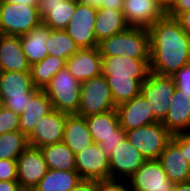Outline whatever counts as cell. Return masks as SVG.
<instances>
[{"instance_id": "obj_1", "label": "cell", "mask_w": 190, "mask_h": 191, "mask_svg": "<svg viewBox=\"0 0 190 191\" xmlns=\"http://www.w3.org/2000/svg\"><path fill=\"white\" fill-rule=\"evenodd\" d=\"M150 34V71L173 76L190 64V36L179 22L165 16L148 28Z\"/></svg>"}, {"instance_id": "obj_2", "label": "cell", "mask_w": 190, "mask_h": 191, "mask_svg": "<svg viewBox=\"0 0 190 191\" xmlns=\"http://www.w3.org/2000/svg\"><path fill=\"white\" fill-rule=\"evenodd\" d=\"M150 72V60L132 57H102V75L107 79L116 106L140 94Z\"/></svg>"}, {"instance_id": "obj_3", "label": "cell", "mask_w": 190, "mask_h": 191, "mask_svg": "<svg viewBox=\"0 0 190 191\" xmlns=\"http://www.w3.org/2000/svg\"><path fill=\"white\" fill-rule=\"evenodd\" d=\"M101 57H132L137 60H150V34L148 28L128 27L99 42Z\"/></svg>"}, {"instance_id": "obj_4", "label": "cell", "mask_w": 190, "mask_h": 191, "mask_svg": "<svg viewBox=\"0 0 190 191\" xmlns=\"http://www.w3.org/2000/svg\"><path fill=\"white\" fill-rule=\"evenodd\" d=\"M38 90L31 72L0 71V104L21 115Z\"/></svg>"}, {"instance_id": "obj_5", "label": "cell", "mask_w": 190, "mask_h": 191, "mask_svg": "<svg viewBox=\"0 0 190 191\" xmlns=\"http://www.w3.org/2000/svg\"><path fill=\"white\" fill-rule=\"evenodd\" d=\"M52 102L53 109L68 115L77 114L81 82L66 67L62 68L43 89Z\"/></svg>"}, {"instance_id": "obj_6", "label": "cell", "mask_w": 190, "mask_h": 191, "mask_svg": "<svg viewBox=\"0 0 190 191\" xmlns=\"http://www.w3.org/2000/svg\"><path fill=\"white\" fill-rule=\"evenodd\" d=\"M107 79L101 74L81 82L77 114L80 117L104 113L116 109Z\"/></svg>"}, {"instance_id": "obj_7", "label": "cell", "mask_w": 190, "mask_h": 191, "mask_svg": "<svg viewBox=\"0 0 190 191\" xmlns=\"http://www.w3.org/2000/svg\"><path fill=\"white\" fill-rule=\"evenodd\" d=\"M175 89L173 76L159 75L151 71L141 83L140 94L148 101L153 116L158 122L165 120Z\"/></svg>"}, {"instance_id": "obj_8", "label": "cell", "mask_w": 190, "mask_h": 191, "mask_svg": "<svg viewBox=\"0 0 190 191\" xmlns=\"http://www.w3.org/2000/svg\"><path fill=\"white\" fill-rule=\"evenodd\" d=\"M41 23L36 7L7 1L0 3V34L21 36Z\"/></svg>"}, {"instance_id": "obj_9", "label": "cell", "mask_w": 190, "mask_h": 191, "mask_svg": "<svg viewBox=\"0 0 190 191\" xmlns=\"http://www.w3.org/2000/svg\"><path fill=\"white\" fill-rule=\"evenodd\" d=\"M93 141L109 156L125 138V130L120 126L117 110L85 117Z\"/></svg>"}, {"instance_id": "obj_10", "label": "cell", "mask_w": 190, "mask_h": 191, "mask_svg": "<svg viewBox=\"0 0 190 191\" xmlns=\"http://www.w3.org/2000/svg\"><path fill=\"white\" fill-rule=\"evenodd\" d=\"M127 140L134 145L146 160L158 159L172 134L162 122L151 123L125 131Z\"/></svg>"}, {"instance_id": "obj_11", "label": "cell", "mask_w": 190, "mask_h": 191, "mask_svg": "<svg viewBox=\"0 0 190 191\" xmlns=\"http://www.w3.org/2000/svg\"><path fill=\"white\" fill-rule=\"evenodd\" d=\"M97 9L76 0L74 16L64 29L79 49L98 47L94 27Z\"/></svg>"}, {"instance_id": "obj_12", "label": "cell", "mask_w": 190, "mask_h": 191, "mask_svg": "<svg viewBox=\"0 0 190 191\" xmlns=\"http://www.w3.org/2000/svg\"><path fill=\"white\" fill-rule=\"evenodd\" d=\"M127 180L131 191H172L175 185L158 159L146 160Z\"/></svg>"}, {"instance_id": "obj_13", "label": "cell", "mask_w": 190, "mask_h": 191, "mask_svg": "<svg viewBox=\"0 0 190 191\" xmlns=\"http://www.w3.org/2000/svg\"><path fill=\"white\" fill-rule=\"evenodd\" d=\"M109 157L110 179H128L146 162L145 157L127 138L113 149Z\"/></svg>"}, {"instance_id": "obj_14", "label": "cell", "mask_w": 190, "mask_h": 191, "mask_svg": "<svg viewBox=\"0 0 190 191\" xmlns=\"http://www.w3.org/2000/svg\"><path fill=\"white\" fill-rule=\"evenodd\" d=\"M17 181L24 191H33L48 167L40 148L28 146L16 160Z\"/></svg>"}, {"instance_id": "obj_15", "label": "cell", "mask_w": 190, "mask_h": 191, "mask_svg": "<svg viewBox=\"0 0 190 191\" xmlns=\"http://www.w3.org/2000/svg\"><path fill=\"white\" fill-rule=\"evenodd\" d=\"M67 115L54 109L41 118L27 136L29 146L41 148L46 145L62 142Z\"/></svg>"}, {"instance_id": "obj_16", "label": "cell", "mask_w": 190, "mask_h": 191, "mask_svg": "<svg viewBox=\"0 0 190 191\" xmlns=\"http://www.w3.org/2000/svg\"><path fill=\"white\" fill-rule=\"evenodd\" d=\"M76 171L82 179H110L109 157L93 143L75 155Z\"/></svg>"}, {"instance_id": "obj_17", "label": "cell", "mask_w": 190, "mask_h": 191, "mask_svg": "<svg viewBox=\"0 0 190 191\" xmlns=\"http://www.w3.org/2000/svg\"><path fill=\"white\" fill-rule=\"evenodd\" d=\"M122 10L130 27L149 28L167 15L160 0H124Z\"/></svg>"}, {"instance_id": "obj_18", "label": "cell", "mask_w": 190, "mask_h": 191, "mask_svg": "<svg viewBox=\"0 0 190 191\" xmlns=\"http://www.w3.org/2000/svg\"><path fill=\"white\" fill-rule=\"evenodd\" d=\"M116 110L120 126L125 131L158 122L153 116L148 101L141 94L118 105Z\"/></svg>"}, {"instance_id": "obj_19", "label": "cell", "mask_w": 190, "mask_h": 191, "mask_svg": "<svg viewBox=\"0 0 190 191\" xmlns=\"http://www.w3.org/2000/svg\"><path fill=\"white\" fill-rule=\"evenodd\" d=\"M67 70L80 82L102 74V57L98 47L79 49L66 61Z\"/></svg>"}, {"instance_id": "obj_20", "label": "cell", "mask_w": 190, "mask_h": 191, "mask_svg": "<svg viewBox=\"0 0 190 191\" xmlns=\"http://www.w3.org/2000/svg\"><path fill=\"white\" fill-rule=\"evenodd\" d=\"M37 9L44 25L64 30L74 16L76 0H38Z\"/></svg>"}, {"instance_id": "obj_21", "label": "cell", "mask_w": 190, "mask_h": 191, "mask_svg": "<svg viewBox=\"0 0 190 191\" xmlns=\"http://www.w3.org/2000/svg\"><path fill=\"white\" fill-rule=\"evenodd\" d=\"M20 36L0 34V71L30 72Z\"/></svg>"}, {"instance_id": "obj_22", "label": "cell", "mask_w": 190, "mask_h": 191, "mask_svg": "<svg viewBox=\"0 0 190 191\" xmlns=\"http://www.w3.org/2000/svg\"><path fill=\"white\" fill-rule=\"evenodd\" d=\"M170 104L162 124L172 135L190 133V97L176 88Z\"/></svg>"}, {"instance_id": "obj_23", "label": "cell", "mask_w": 190, "mask_h": 191, "mask_svg": "<svg viewBox=\"0 0 190 191\" xmlns=\"http://www.w3.org/2000/svg\"><path fill=\"white\" fill-rule=\"evenodd\" d=\"M167 177L174 183L190 181V163L171 140L158 158Z\"/></svg>"}, {"instance_id": "obj_24", "label": "cell", "mask_w": 190, "mask_h": 191, "mask_svg": "<svg viewBox=\"0 0 190 191\" xmlns=\"http://www.w3.org/2000/svg\"><path fill=\"white\" fill-rule=\"evenodd\" d=\"M53 105L43 89H38L27 103L24 112L20 115L19 131L28 136L36 123L52 112Z\"/></svg>"}, {"instance_id": "obj_25", "label": "cell", "mask_w": 190, "mask_h": 191, "mask_svg": "<svg viewBox=\"0 0 190 191\" xmlns=\"http://www.w3.org/2000/svg\"><path fill=\"white\" fill-rule=\"evenodd\" d=\"M63 142L75 155L94 143L84 117L76 114L67 115Z\"/></svg>"}, {"instance_id": "obj_26", "label": "cell", "mask_w": 190, "mask_h": 191, "mask_svg": "<svg viewBox=\"0 0 190 191\" xmlns=\"http://www.w3.org/2000/svg\"><path fill=\"white\" fill-rule=\"evenodd\" d=\"M50 32L51 29L41 23L30 32L20 36L23 52L30 65L42 61L48 55L46 43Z\"/></svg>"}, {"instance_id": "obj_27", "label": "cell", "mask_w": 190, "mask_h": 191, "mask_svg": "<svg viewBox=\"0 0 190 191\" xmlns=\"http://www.w3.org/2000/svg\"><path fill=\"white\" fill-rule=\"evenodd\" d=\"M128 27L123 10L97 9L94 33L98 43L126 30Z\"/></svg>"}, {"instance_id": "obj_28", "label": "cell", "mask_w": 190, "mask_h": 191, "mask_svg": "<svg viewBox=\"0 0 190 191\" xmlns=\"http://www.w3.org/2000/svg\"><path fill=\"white\" fill-rule=\"evenodd\" d=\"M81 179L76 170L48 169L33 191H70Z\"/></svg>"}, {"instance_id": "obj_29", "label": "cell", "mask_w": 190, "mask_h": 191, "mask_svg": "<svg viewBox=\"0 0 190 191\" xmlns=\"http://www.w3.org/2000/svg\"><path fill=\"white\" fill-rule=\"evenodd\" d=\"M40 150L48 169L76 170L75 154L63 141L43 146Z\"/></svg>"}, {"instance_id": "obj_30", "label": "cell", "mask_w": 190, "mask_h": 191, "mask_svg": "<svg viewBox=\"0 0 190 191\" xmlns=\"http://www.w3.org/2000/svg\"><path fill=\"white\" fill-rule=\"evenodd\" d=\"M66 66L64 58L47 55L42 61L31 65L30 72L34 86L44 89L50 80Z\"/></svg>"}, {"instance_id": "obj_31", "label": "cell", "mask_w": 190, "mask_h": 191, "mask_svg": "<svg viewBox=\"0 0 190 191\" xmlns=\"http://www.w3.org/2000/svg\"><path fill=\"white\" fill-rule=\"evenodd\" d=\"M48 55L64 58L66 61L73 56L79 47L65 30L51 29L46 43Z\"/></svg>"}, {"instance_id": "obj_32", "label": "cell", "mask_w": 190, "mask_h": 191, "mask_svg": "<svg viewBox=\"0 0 190 191\" xmlns=\"http://www.w3.org/2000/svg\"><path fill=\"white\" fill-rule=\"evenodd\" d=\"M29 146L27 136L20 131L0 135V159L17 160Z\"/></svg>"}, {"instance_id": "obj_33", "label": "cell", "mask_w": 190, "mask_h": 191, "mask_svg": "<svg viewBox=\"0 0 190 191\" xmlns=\"http://www.w3.org/2000/svg\"><path fill=\"white\" fill-rule=\"evenodd\" d=\"M20 115L0 104V135L19 131Z\"/></svg>"}, {"instance_id": "obj_34", "label": "cell", "mask_w": 190, "mask_h": 191, "mask_svg": "<svg viewBox=\"0 0 190 191\" xmlns=\"http://www.w3.org/2000/svg\"><path fill=\"white\" fill-rule=\"evenodd\" d=\"M176 88L190 97V64L185 65L174 75Z\"/></svg>"}, {"instance_id": "obj_35", "label": "cell", "mask_w": 190, "mask_h": 191, "mask_svg": "<svg viewBox=\"0 0 190 191\" xmlns=\"http://www.w3.org/2000/svg\"><path fill=\"white\" fill-rule=\"evenodd\" d=\"M127 182L125 179L98 180V191H131Z\"/></svg>"}, {"instance_id": "obj_36", "label": "cell", "mask_w": 190, "mask_h": 191, "mask_svg": "<svg viewBox=\"0 0 190 191\" xmlns=\"http://www.w3.org/2000/svg\"><path fill=\"white\" fill-rule=\"evenodd\" d=\"M0 181H17L16 160L0 159Z\"/></svg>"}, {"instance_id": "obj_37", "label": "cell", "mask_w": 190, "mask_h": 191, "mask_svg": "<svg viewBox=\"0 0 190 191\" xmlns=\"http://www.w3.org/2000/svg\"><path fill=\"white\" fill-rule=\"evenodd\" d=\"M171 140L180 148L181 153L190 163V133L172 135Z\"/></svg>"}, {"instance_id": "obj_38", "label": "cell", "mask_w": 190, "mask_h": 191, "mask_svg": "<svg viewBox=\"0 0 190 191\" xmlns=\"http://www.w3.org/2000/svg\"><path fill=\"white\" fill-rule=\"evenodd\" d=\"M190 10V0H173L166 8L169 17L176 18L180 13Z\"/></svg>"}, {"instance_id": "obj_39", "label": "cell", "mask_w": 190, "mask_h": 191, "mask_svg": "<svg viewBox=\"0 0 190 191\" xmlns=\"http://www.w3.org/2000/svg\"><path fill=\"white\" fill-rule=\"evenodd\" d=\"M70 191H98V180L81 179Z\"/></svg>"}, {"instance_id": "obj_40", "label": "cell", "mask_w": 190, "mask_h": 191, "mask_svg": "<svg viewBox=\"0 0 190 191\" xmlns=\"http://www.w3.org/2000/svg\"><path fill=\"white\" fill-rule=\"evenodd\" d=\"M181 28L190 36V10L180 13L176 18H175Z\"/></svg>"}, {"instance_id": "obj_41", "label": "cell", "mask_w": 190, "mask_h": 191, "mask_svg": "<svg viewBox=\"0 0 190 191\" xmlns=\"http://www.w3.org/2000/svg\"><path fill=\"white\" fill-rule=\"evenodd\" d=\"M0 191H24L18 181H0Z\"/></svg>"}, {"instance_id": "obj_42", "label": "cell", "mask_w": 190, "mask_h": 191, "mask_svg": "<svg viewBox=\"0 0 190 191\" xmlns=\"http://www.w3.org/2000/svg\"><path fill=\"white\" fill-rule=\"evenodd\" d=\"M124 0H105V5L102 8L122 10Z\"/></svg>"}, {"instance_id": "obj_43", "label": "cell", "mask_w": 190, "mask_h": 191, "mask_svg": "<svg viewBox=\"0 0 190 191\" xmlns=\"http://www.w3.org/2000/svg\"><path fill=\"white\" fill-rule=\"evenodd\" d=\"M81 3H85L92 8L100 9L105 5V0H78Z\"/></svg>"}, {"instance_id": "obj_44", "label": "cell", "mask_w": 190, "mask_h": 191, "mask_svg": "<svg viewBox=\"0 0 190 191\" xmlns=\"http://www.w3.org/2000/svg\"><path fill=\"white\" fill-rule=\"evenodd\" d=\"M7 2H11L14 4H23V5H29L32 7H36L37 8V3L38 0H6Z\"/></svg>"}, {"instance_id": "obj_45", "label": "cell", "mask_w": 190, "mask_h": 191, "mask_svg": "<svg viewBox=\"0 0 190 191\" xmlns=\"http://www.w3.org/2000/svg\"><path fill=\"white\" fill-rule=\"evenodd\" d=\"M172 191H190V181L175 183Z\"/></svg>"}, {"instance_id": "obj_46", "label": "cell", "mask_w": 190, "mask_h": 191, "mask_svg": "<svg viewBox=\"0 0 190 191\" xmlns=\"http://www.w3.org/2000/svg\"><path fill=\"white\" fill-rule=\"evenodd\" d=\"M173 0H160V2L167 8Z\"/></svg>"}]
</instances>
